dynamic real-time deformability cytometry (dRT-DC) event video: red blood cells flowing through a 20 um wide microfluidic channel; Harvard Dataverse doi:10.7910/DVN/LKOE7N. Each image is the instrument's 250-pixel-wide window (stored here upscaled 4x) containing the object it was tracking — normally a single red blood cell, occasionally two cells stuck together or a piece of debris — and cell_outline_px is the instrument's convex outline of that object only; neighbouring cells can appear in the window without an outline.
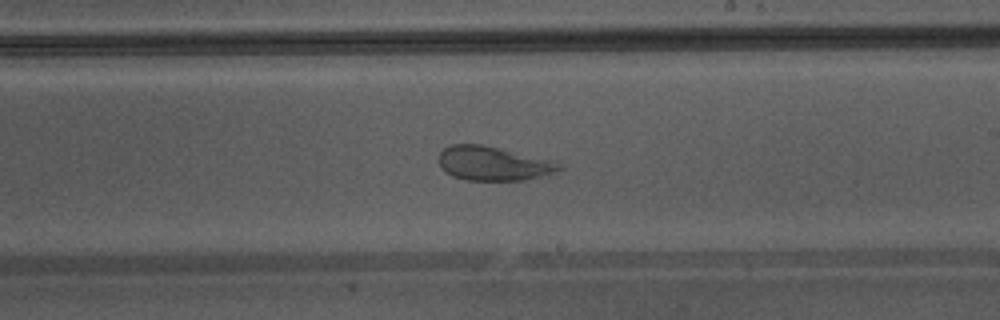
{"species": "Egyptian fruit bat (a non-hibernating species)", "species_latin": "Rousettus aegyptiacus", "temperature_condition": "warm", "stored_images_in_passage": 44, "camera_frame_rate_fps": 3000, "um_per_image_px": 0.085, "animal": {"sex": "male"}, "frame": {"image": 1, "passage_image": 26, "time_ms": 8.333, "image_size_px": [1000, 320], "cell_outline_px": [[568, 164], [564, 168], [556, 172], [524, 180], [464, 180], [452, 176], [444, 172], [440, 164], [440, 152], [444, 148], [452, 144], [480, 144], [556, 160]], "centroid_in_image_um": [42.01, 13.9], "position_along_channel_um": 247.0, "area_um2": 24.28}}